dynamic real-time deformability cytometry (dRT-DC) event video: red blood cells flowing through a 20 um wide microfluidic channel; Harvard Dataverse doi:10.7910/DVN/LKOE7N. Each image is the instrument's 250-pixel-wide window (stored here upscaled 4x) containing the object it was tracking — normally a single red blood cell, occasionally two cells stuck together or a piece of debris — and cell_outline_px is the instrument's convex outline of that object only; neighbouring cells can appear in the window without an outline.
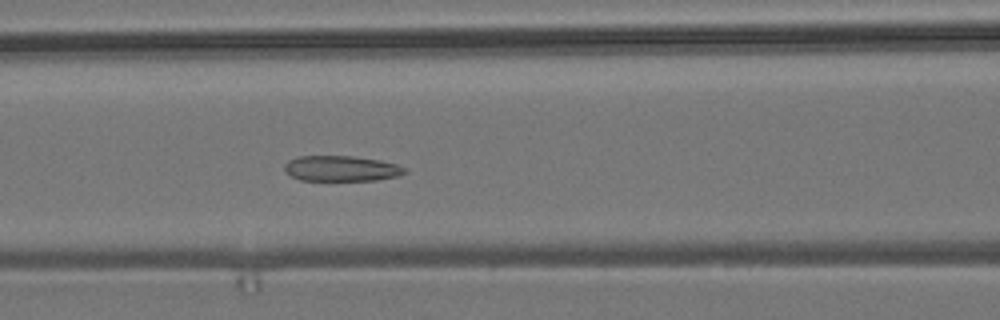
{"species": "common noctule bat (a hibernating species)", "species_latin": "Nyctalus noctula", "temperature_condition": "room temperature", "stored_images_in_passage": 56, "camera_frame_rate_fps": 3000, "um_per_image_px": 0.085, "animal": {"sex": "male", "body_mass_g": 19.2, "forearm_length_mm": 51.8}, "frame": {"image": 1, "passage_image": 23, "time_ms": 7.333, "image_size_px": [1000, 320], "cell_outline_px": [[408, 172], [400, 176], [376, 180], [300, 180], [284, 172], [284, 164], [288, 160], [296, 156], [352, 156], [380, 160], [396, 164], [408, 168]], "centroid_in_image_um": [29.03, 14.32], "position_along_channel_um": 137.6, "area_um2": 18.09}}
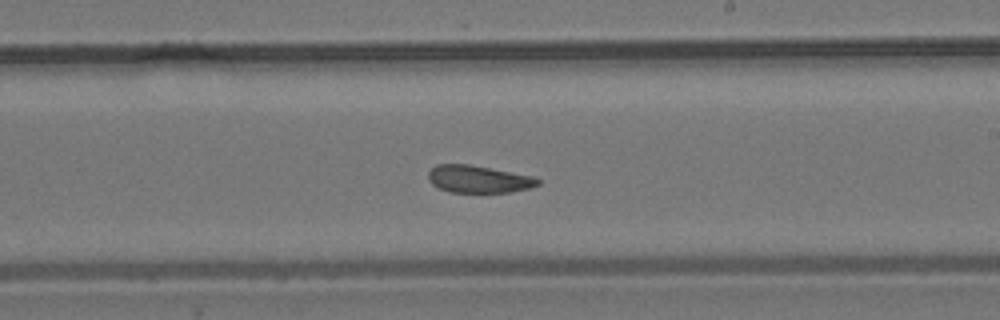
{"frame": {"image": 2, "passage_image": 32, "time_ms": 10.333, "image_size_px": [1000, 320], "cell_outline_px": [[540, 184], [528, 188], [508, 192], [452, 192], [440, 188], [432, 184], [428, 180], [428, 172], [436, 164], [472, 164], [532, 176], [540, 180]], "centroid_in_image_um": [40.65, 15.21], "position_along_channel_um": 248.4, "area_um2": 17.4}}
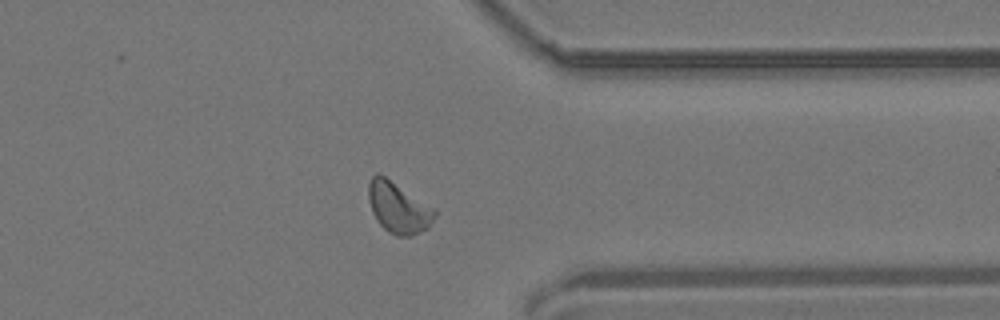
{"frame": {"image": 3, "passage_image": 43, "time_ms": 14.0, "image_size_px": [1000, 320], "cell_outline_px": [[436, 216], [428, 228], [412, 236], [396, 236], [388, 232], [376, 220], [372, 212], [368, 200], [368, 184], [372, 176], [376, 172], [380, 172], [432, 208], [436, 212]], "centroid_in_image_um": [33.81, 17.65], "position_along_channel_um": 377.6, "area_um2": 19.59}, "authors_computed_cell_mechanics": {"area_um2": 19.0162, "velocity_mm_per_s": 3.7086, "shape_relaxation_time_tau1_ms": 11.3291, "shape_relaxation_time_tau2_ms": 5.3217, "deformation_change_tau1": 0.1871, "deformation_change_tau2": 0.0767}}